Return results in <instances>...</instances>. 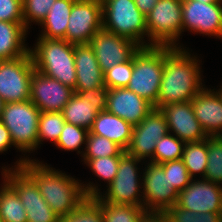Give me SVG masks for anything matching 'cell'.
Returning <instances> with one entry per match:
<instances>
[{"instance_id": "f6af8a7d", "label": "cell", "mask_w": 222, "mask_h": 222, "mask_svg": "<svg viewBox=\"0 0 222 222\" xmlns=\"http://www.w3.org/2000/svg\"><path fill=\"white\" fill-rule=\"evenodd\" d=\"M4 105H5V102H4L3 99L0 97V117H1L2 111H3V109H4Z\"/></svg>"}, {"instance_id": "bcb514c9", "label": "cell", "mask_w": 222, "mask_h": 222, "mask_svg": "<svg viewBox=\"0 0 222 222\" xmlns=\"http://www.w3.org/2000/svg\"><path fill=\"white\" fill-rule=\"evenodd\" d=\"M197 1H200L203 3H215V2H218L219 0H197Z\"/></svg>"}, {"instance_id": "7dc6e473", "label": "cell", "mask_w": 222, "mask_h": 222, "mask_svg": "<svg viewBox=\"0 0 222 222\" xmlns=\"http://www.w3.org/2000/svg\"><path fill=\"white\" fill-rule=\"evenodd\" d=\"M95 1L99 3H104L106 0H95Z\"/></svg>"}, {"instance_id": "ee69618b", "label": "cell", "mask_w": 222, "mask_h": 222, "mask_svg": "<svg viewBox=\"0 0 222 222\" xmlns=\"http://www.w3.org/2000/svg\"><path fill=\"white\" fill-rule=\"evenodd\" d=\"M159 0H134L137 8L146 16Z\"/></svg>"}, {"instance_id": "5bb4252c", "label": "cell", "mask_w": 222, "mask_h": 222, "mask_svg": "<svg viewBox=\"0 0 222 222\" xmlns=\"http://www.w3.org/2000/svg\"><path fill=\"white\" fill-rule=\"evenodd\" d=\"M183 29L222 38V3L182 0Z\"/></svg>"}, {"instance_id": "7c38bea8", "label": "cell", "mask_w": 222, "mask_h": 222, "mask_svg": "<svg viewBox=\"0 0 222 222\" xmlns=\"http://www.w3.org/2000/svg\"><path fill=\"white\" fill-rule=\"evenodd\" d=\"M167 133L169 131L164 114L160 109L154 108L138 125L133 126L126 153L140 160L150 157L154 163L156 144Z\"/></svg>"}, {"instance_id": "ab89813d", "label": "cell", "mask_w": 222, "mask_h": 222, "mask_svg": "<svg viewBox=\"0 0 222 222\" xmlns=\"http://www.w3.org/2000/svg\"><path fill=\"white\" fill-rule=\"evenodd\" d=\"M0 21L24 22L22 0H0Z\"/></svg>"}, {"instance_id": "9a60e30c", "label": "cell", "mask_w": 222, "mask_h": 222, "mask_svg": "<svg viewBox=\"0 0 222 222\" xmlns=\"http://www.w3.org/2000/svg\"><path fill=\"white\" fill-rule=\"evenodd\" d=\"M89 44L103 73L128 61L140 48L134 41L104 29L98 31Z\"/></svg>"}, {"instance_id": "f1b7e54d", "label": "cell", "mask_w": 222, "mask_h": 222, "mask_svg": "<svg viewBox=\"0 0 222 222\" xmlns=\"http://www.w3.org/2000/svg\"><path fill=\"white\" fill-rule=\"evenodd\" d=\"M58 222H103L102 200L97 196L86 198L73 212Z\"/></svg>"}, {"instance_id": "603a6c76", "label": "cell", "mask_w": 222, "mask_h": 222, "mask_svg": "<svg viewBox=\"0 0 222 222\" xmlns=\"http://www.w3.org/2000/svg\"><path fill=\"white\" fill-rule=\"evenodd\" d=\"M27 29L24 22L0 21V61L25 56L30 48L24 44Z\"/></svg>"}, {"instance_id": "8fae6325", "label": "cell", "mask_w": 222, "mask_h": 222, "mask_svg": "<svg viewBox=\"0 0 222 222\" xmlns=\"http://www.w3.org/2000/svg\"><path fill=\"white\" fill-rule=\"evenodd\" d=\"M101 29L102 3L95 0H76L71 8L64 39L71 44H89Z\"/></svg>"}, {"instance_id": "277c9868", "label": "cell", "mask_w": 222, "mask_h": 222, "mask_svg": "<svg viewBox=\"0 0 222 222\" xmlns=\"http://www.w3.org/2000/svg\"><path fill=\"white\" fill-rule=\"evenodd\" d=\"M164 46L140 47L133 54V73L127 88L157 109V99L163 77Z\"/></svg>"}, {"instance_id": "74e56055", "label": "cell", "mask_w": 222, "mask_h": 222, "mask_svg": "<svg viewBox=\"0 0 222 222\" xmlns=\"http://www.w3.org/2000/svg\"><path fill=\"white\" fill-rule=\"evenodd\" d=\"M55 1L56 0H22L24 27L29 29L28 25L31 22L41 24Z\"/></svg>"}, {"instance_id": "30bf717a", "label": "cell", "mask_w": 222, "mask_h": 222, "mask_svg": "<svg viewBox=\"0 0 222 222\" xmlns=\"http://www.w3.org/2000/svg\"><path fill=\"white\" fill-rule=\"evenodd\" d=\"M141 160L125 153L119 160L118 171L109 184L106 196L98 195L104 202L113 205H135L144 207L140 196V178L137 176V164ZM138 178V179H137ZM139 193V194H138Z\"/></svg>"}, {"instance_id": "d4e9b609", "label": "cell", "mask_w": 222, "mask_h": 222, "mask_svg": "<svg viewBox=\"0 0 222 222\" xmlns=\"http://www.w3.org/2000/svg\"><path fill=\"white\" fill-rule=\"evenodd\" d=\"M99 112L102 110L96 104H91L80 93H74L64 106L62 114L66 123L81 126L89 131Z\"/></svg>"}, {"instance_id": "5b68a950", "label": "cell", "mask_w": 222, "mask_h": 222, "mask_svg": "<svg viewBox=\"0 0 222 222\" xmlns=\"http://www.w3.org/2000/svg\"><path fill=\"white\" fill-rule=\"evenodd\" d=\"M102 21L104 30L128 38L140 47L148 46L143 42V36L148 35L146 17L134 0H106L102 3Z\"/></svg>"}, {"instance_id": "7bdbcfd3", "label": "cell", "mask_w": 222, "mask_h": 222, "mask_svg": "<svg viewBox=\"0 0 222 222\" xmlns=\"http://www.w3.org/2000/svg\"><path fill=\"white\" fill-rule=\"evenodd\" d=\"M13 145L9 130L0 121V152L7 151V149Z\"/></svg>"}, {"instance_id": "4fadbf2b", "label": "cell", "mask_w": 222, "mask_h": 222, "mask_svg": "<svg viewBox=\"0 0 222 222\" xmlns=\"http://www.w3.org/2000/svg\"><path fill=\"white\" fill-rule=\"evenodd\" d=\"M142 178L145 211L165 212L176 205L178 192L169 183L161 164L150 162Z\"/></svg>"}, {"instance_id": "ac0fdd59", "label": "cell", "mask_w": 222, "mask_h": 222, "mask_svg": "<svg viewBox=\"0 0 222 222\" xmlns=\"http://www.w3.org/2000/svg\"><path fill=\"white\" fill-rule=\"evenodd\" d=\"M160 111L166 118L168 131H173L181 141L197 142L208 138L195 117L191 101L167 104Z\"/></svg>"}, {"instance_id": "44dd1931", "label": "cell", "mask_w": 222, "mask_h": 222, "mask_svg": "<svg viewBox=\"0 0 222 222\" xmlns=\"http://www.w3.org/2000/svg\"><path fill=\"white\" fill-rule=\"evenodd\" d=\"M76 85L74 93H80L104 84L102 72L90 44H74Z\"/></svg>"}, {"instance_id": "836d02e7", "label": "cell", "mask_w": 222, "mask_h": 222, "mask_svg": "<svg viewBox=\"0 0 222 222\" xmlns=\"http://www.w3.org/2000/svg\"><path fill=\"white\" fill-rule=\"evenodd\" d=\"M165 213L170 222H222V213H194L177 205L170 206Z\"/></svg>"}, {"instance_id": "7402d4cb", "label": "cell", "mask_w": 222, "mask_h": 222, "mask_svg": "<svg viewBox=\"0 0 222 222\" xmlns=\"http://www.w3.org/2000/svg\"><path fill=\"white\" fill-rule=\"evenodd\" d=\"M132 129L130 123L105 110L99 112L89 132L106 137L126 151L131 142Z\"/></svg>"}, {"instance_id": "1f68e13d", "label": "cell", "mask_w": 222, "mask_h": 222, "mask_svg": "<svg viewBox=\"0 0 222 222\" xmlns=\"http://www.w3.org/2000/svg\"><path fill=\"white\" fill-rule=\"evenodd\" d=\"M144 207L135 205H113L102 201L103 222H140Z\"/></svg>"}, {"instance_id": "484cf974", "label": "cell", "mask_w": 222, "mask_h": 222, "mask_svg": "<svg viewBox=\"0 0 222 222\" xmlns=\"http://www.w3.org/2000/svg\"><path fill=\"white\" fill-rule=\"evenodd\" d=\"M0 220L2 222H27L25 207L16 191L7 183L5 176L0 193Z\"/></svg>"}, {"instance_id": "2e32d148", "label": "cell", "mask_w": 222, "mask_h": 222, "mask_svg": "<svg viewBox=\"0 0 222 222\" xmlns=\"http://www.w3.org/2000/svg\"><path fill=\"white\" fill-rule=\"evenodd\" d=\"M176 205L194 213H222V187L204 178L192 179L178 192Z\"/></svg>"}, {"instance_id": "ffe728a7", "label": "cell", "mask_w": 222, "mask_h": 222, "mask_svg": "<svg viewBox=\"0 0 222 222\" xmlns=\"http://www.w3.org/2000/svg\"><path fill=\"white\" fill-rule=\"evenodd\" d=\"M194 114L207 137L222 136V91L203 88L191 99ZM221 131V132H220Z\"/></svg>"}, {"instance_id": "e0dca14e", "label": "cell", "mask_w": 222, "mask_h": 222, "mask_svg": "<svg viewBox=\"0 0 222 222\" xmlns=\"http://www.w3.org/2000/svg\"><path fill=\"white\" fill-rule=\"evenodd\" d=\"M73 94L71 87L34 70L30 100L41 112H62Z\"/></svg>"}, {"instance_id": "d6a6232c", "label": "cell", "mask_w": 222, "mask_h": 222, "mask_svg": "<svg viewBox=\"0 0 222 222\" xmlns=\"http://www.w3.org/2000/svg\"><path fill=\"white\" fill-rule=\"evenodd\" d=\"M185 142L169 133L157 142L154 151V163L163 164L182 158Z\"/></svg>"}, {"instance_id": "cb8c5ba5", "label": "cell", "mask_w": 222, "mask_h": 222, "mask_svg": "<svg viewBox=\"0 0 222 222\" xmlns=\"http://www.w3.org/2000/svg\"><path fill=\"white\" fill-rule=\"evenodd\" d=\"M76 0H56L45 19L41 22L44 31L40 37L64 39L68 27L71 8Z\"/></svg>"}, {"instance_id": "ba28073f", "label": "cell", "mask_w": 222, "mask_h": 222, "mask_svg": "<svg viewBox=\"0 0 222 222\" xmlns=\"http://www.w3.org/2000/svg\"><path fill=\"white\" fill-rule=\"evenodd\" d=\"M34 70L30 51L25 56L0 61V97L5 103L30 99Z\"/></svg>"}, {"instance_id": "d6986e66", "label": "cell", "mask_w": 222, "mask_h": 222, "mask_svg": "<svg viewBox=\"0 0 222 222\" xmlns=\"http://www.w3.org/2000/svg\"><path fill=\"white\" fill-rule=\"evenodd\" d=\"M154 106L127 87L109 89L106 111L114 114L132 126L138 125Z\"/></svg>"}, {"instance_id": "3957f363", "label": "cell", "mask_w": 222, "mask_h": 222, "mask_svg": "<svg viewBox=\"0 0 222 222\" xmlns=\"http://www.w3.org/2000/svg\"><path fill=\"white\" fill-rule=\"evenodd\" d=\"M38 40L36 47L29 50L35 70L75 89L74 44L65 39L39 37Z\"/></svg>"}, {"instance_id": "f35d334b", "label": "cell", "mask_w": 222, "mask_h": 222, "mask_svg": "<svg viewBox=\"0 0 222 222\" xmlns=\"http://www.w3.org/2000/svg\"><path fill=\"white\" fill-rule=\"evenodd\" d=\"M161 165L164 169L165 175L168 176L169 183L177 192H180L186 188L192 180L185 164L181 159L165 162Z\"/></svg>"}, {"instance_id": "f546056e", "label": "cell", "mask_w": 222, "mask_h": 222, "mask_svg": "<svg viewBox=\"0 0 222 222\" xmlns=\"http://www.w3.org/2000/svg\"><path fill=\"white\" fill-rule=\"evenodd\" d=\"M65 123L62 112H41L38 124V145L46 139L56 144Z\"/></svg>"}, {"instance_id": "4dcf8cb0", "label": "cell", "mask_w": 222, "mask_h": 222, "mask_svg": "<svg viewBox=\"0 0 222 222\" xmlns=\"http://www.w3.org/2000/svg\"><path fill=\"white\" fill-rule=\"evenodd\" d=\"M208 158L204 179L222 184V136L207 138ZM221 183V184H220Z\"/></svg>"}, {"instance_id": "8992f818", "label": "cell", "mask_w": 222, "mask_h": 222, "mask_svg": "<svg viewBox=\"0 0 222 222\" xmlns=\"http://www.w3.org/2000/svg\"><path fill=\"white\" fill-rule=\"evenodd\" d=\"M40 113L30 99L5 103L0 121L9 130L13 146L18 150L30 152L37 149Z\"/></svg>"}, {"instance_id": "d590c367", "label": "cell", "mask_w": 222, "mask_h": 222, "mask_svg": "<svg viewBox=\"0 0 222 222\" xmlns=\"http://www.w3.org/2000/svg\"><path fill=\"white\" fill-rule=\"evenodd\" d=\"M133 73V56L104 72V84L108 89L127 87Z\"/></svg>"}, {"instance_id": "8d00e7d4", "label": "cell", "mask_w": 222, "mask_h": 222, "mask_svg": "<svg viewBox=\"0 0 222 222\" xmlns=\"http://www.w3.org/2000/svg\"><path fill=\"white\" fill-rule=\"evenodd\" d=\"M122 156L99 157L94 159H84L95 175L102 180H106L108 185L114 180L118 171L119 160Z\"/></svg>"}, {"instance_id": "9c48e42d", "label": "cell", "mask_w": 222, "mask_h": 222, "mask_svg": "<svg viewBox=\"0 0 222 222\" xmlns=\"http://www.w3.org/2000/svg\"><path fill=\"white\" fill-rule=\"evenodd\" d=\"M10 169L3 168L2 175L25 207L27 222H58L59 217L42 197L35 181L22 168Z\"/></svg>"}, {"instance_id": "4316f807", "label": "cell", "mask_w": 222, "mask_h": 222, "mask_svg": "<svg viewBox=\"0 0 222 222\" xmlns=\"http://www.w3.org/2000/svg\"><path fill=\"white\" fill-rule=\"evenodd\" d=\"M207 158V138L202 141L185 143L181 160L185 164L191 178L196 173L202 174L203 178L205 177Z\"/></svg>"}, {"instance_id": "83f0119b", "label": "cell", "mask_w": 222, "mask_h": 222, "mask_svg": "<svg viewBox=\"0 0 222 222\" xmlns=\"http://www.w3.org/2000/svg\"><path fill=\"white\" fill-rule=\"evenodd\" d=\"M86 150L82 154L84 159H94L99 157L123 156L124 151L119 145L106 137H101L88 132L86 138Z\"/></svg>"}, {"instance_id": "e575fe53", "label": "cell", "mask_w": 222, "mask_h": 222, "mask_svg": "<svg viewBox=\"0 0 222 222\" xmlns=\"http://www.w3.org/2000/svg\"><path fill=\"white\" fill-rule=\"evenodd\" d=\"M88 132L89 131L87 129L81 126L65 123L55 145L58 148L67 151L78 150L82 144H86Z\"/></svg>"}, {"instance_id": "52a82bcc", "label": "cell", "mask_w": 222, "mask_h": 222, "mask_svg": "<svg viewBox=\"0 0 222 222\" xmlns=\"http://www.w3.org/2000/svg\"><path fill=\"white\" fill-rule=\"evenodd\" d=\"M145 17L148 46L177 47L182 32V0H159Z\"/></svg>"}, {"instance_id": "7a4b0ae2", "label": "cell", "mask_w": 222, "mask_h": 222, "mask_svg": "<svg viewBox=\"0 0 222 222\" xmlns=\"http://www.w3.org/2000/svg\"><path fill=\"white\" fill-rule=\"evenodd\" d=\"M186 49L164 46V69L157 109L167 104L189 102L202 89L200 67Z\"/></svg>"}, {"instance_id": "60d3db41", "label": "cell", "mask_w": 222, "mask_h": 222, "mask_svg": "<svg viewBox=\"0 0 222 222\" xmlns=\"http://www.w3.org/2000/svg\"><path fill=\"white\" fill-rule=\"evenodd\" d=\"M109 89L106 85L82 91L80 94L86 98L91 104H96L102 111L106 110L107 95Z\"/></svg>"}, {"instance_id": "6da1fadb", "label": "cell", "mask_w": 222, "mask_h": 222, "mask_svg": "<svg viewBox=\"0 0 222 222\" xmlns=\"http://www.w3.org/2000/svg\"><path fill=\"white\" fill-rule=\"evenodd\" d=\"M40 163L24 158L18 161L16 168H22L35 181L40 194L59 218L73 212L86 198L101 194L98 186L82 185L61 171Z\"/></svg>"}, {"instance_id": "b9f144b4", "label": "cell", "mask_w": 222, "mask_h": 222, "mask_svg": "<svg viewBox=\"0 0 222 222\" xmlns=\"http://www.w3.org/2000/svg\"><path fill=\"white\" fill-rule=\"evenodd\" d=\"M140 222H170L165 212L146 211Z\"/></svg>"}]
</instances>
